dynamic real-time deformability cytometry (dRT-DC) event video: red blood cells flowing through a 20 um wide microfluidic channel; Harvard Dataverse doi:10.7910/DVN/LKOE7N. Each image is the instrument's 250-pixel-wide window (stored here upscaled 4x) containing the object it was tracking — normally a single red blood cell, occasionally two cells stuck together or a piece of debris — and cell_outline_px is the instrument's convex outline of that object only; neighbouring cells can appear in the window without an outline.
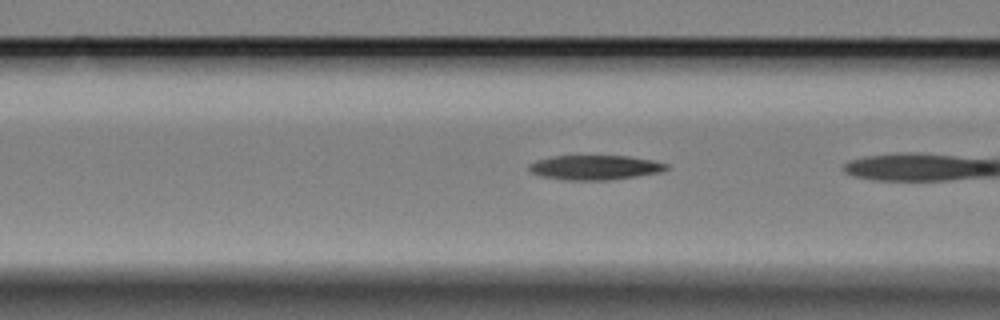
{"species": "Egyptian fruit bat (a non-hibernating species)", "species_latin": "Rousettus aegyptiacus", "temperature_condition": "cold", "stored_images_in_passage": 5, "camera_frame_rate_fps": 3000, "um_per_image_px": 0.085, "animal": {"sex": "female"}, "frame": {"image": 1, "passage_image": 3, "time_ms": 0.667, "image_size_px": [1000, 320], "cell_outline_px": [[668, 168], [660, 172], [636, 176], [608, 180], [564, 180], [540, 176], [532, 172], [528, 168], [528, 164], [536, 160], [552, 156], [628, 156], [652, 160], [668, 164]], "centroid_in_image_um": [50.54, 14.23], "position_along_channel_um": 116.1, "area_um2": 19.65}}